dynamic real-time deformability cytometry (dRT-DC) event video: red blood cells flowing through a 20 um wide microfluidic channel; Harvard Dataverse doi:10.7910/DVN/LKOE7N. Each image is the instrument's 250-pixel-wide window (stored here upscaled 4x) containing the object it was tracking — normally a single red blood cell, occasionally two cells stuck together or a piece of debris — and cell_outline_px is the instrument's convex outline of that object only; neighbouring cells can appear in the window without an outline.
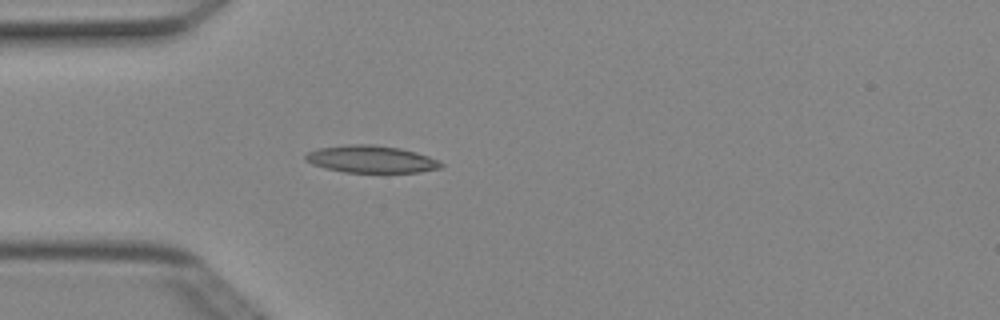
{"species": "Egyptian fruit bat (a non-hibernating species)", "species_latin": "Rousettus aegyptiacus", "temperature_condition": "cold", "stored_images_in_passage": 4, "camera_frame_rate_fps": 3000, "um_per_image_px": 0.085, "animal": {"sex": "female"}, "frame": {"image": 1, "passage_image": 4, "time_ms": 1.0, "image_size_px": [1000, 320], "cell_outline_px": [[444, 164], [440, 168], [420, 172], [344, 172], [324, 168], [312, 164], [304, 160], [304, 156], [308, 152], [320, 148], [348, 144], [372, 144], [400, 148], [416, 152], [428, 156]], "centroid_in_image_um": [31.52, 13.53], "position_along_channel_um": 53.5, "area_um2": 21.44}}